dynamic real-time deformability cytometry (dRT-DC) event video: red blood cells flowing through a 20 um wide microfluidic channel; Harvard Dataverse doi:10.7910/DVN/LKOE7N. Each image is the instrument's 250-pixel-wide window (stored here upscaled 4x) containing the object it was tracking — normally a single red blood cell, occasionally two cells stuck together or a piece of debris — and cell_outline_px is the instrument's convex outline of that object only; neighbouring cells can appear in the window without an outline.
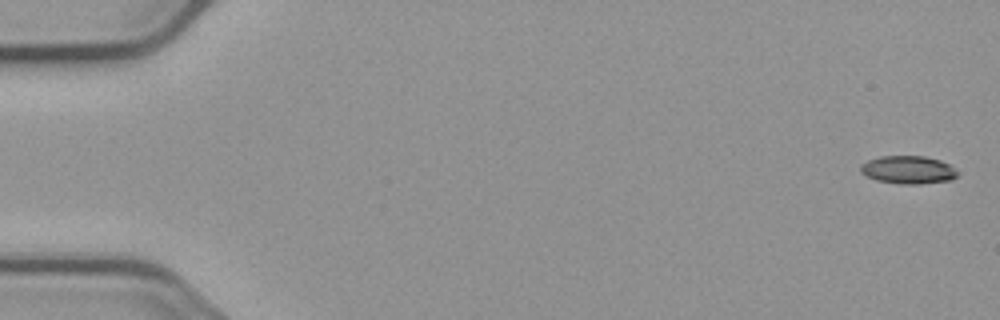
{"species": "common noctule bat (a hibernating species)", "species_latin": "Nyctalus noctula", "temperature_condition": "cold", "stored_images_in_passage": 7, "camera_frame_rate_fps": 3000, "um_per_image_px": 0.085, "animal": {"sex": "male", "body_mass_g": 23.1, "forearm_length_mm": 52.7}, "frame": {"image": 1, "passage_image": 1, "time_ms": 0.0, "image_size_px": [1000, 320], "cell_outline_px": [[960, 176], [952, 180], [920, 184], [900, 184], [876, 180], [860, 172], [860, 164], [868, 160], [880, 156], [924, 156], [940, 160], [948, 164], [960, 172]], "centroid_in_image_um": [77.23, 14.44], "position_along_channel_um": 7.8, "area_um2": 16.01}}
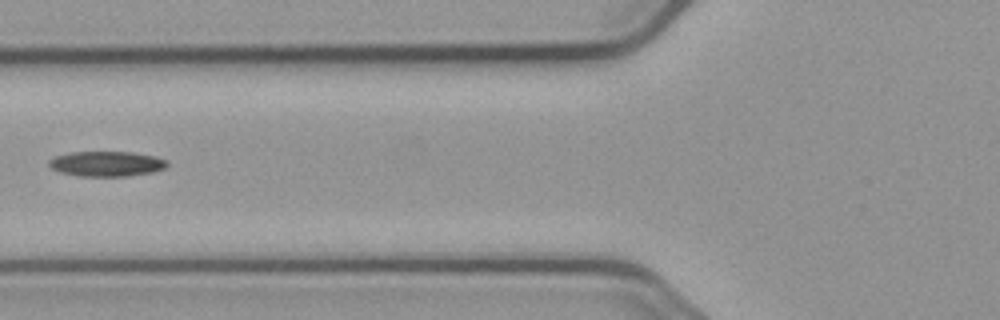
{"frame": {"image": 2, "passage_image": 6, "time_ms": 7.0, "image_size_px": [1000, 320], "cell_outline_px": [[168, 164], [164, 168], [152, 172], [128, 176], [80, 176], [60, 172], [52, 168], [48, 164], [48, 160], [56, 156], [72, 152], [132, 152], [156, 156], [168, 160]], "centroid_in_image_um": [9.08, 13.92], "position_along_channel_um": 116.7, "area_um2": 17.28}}
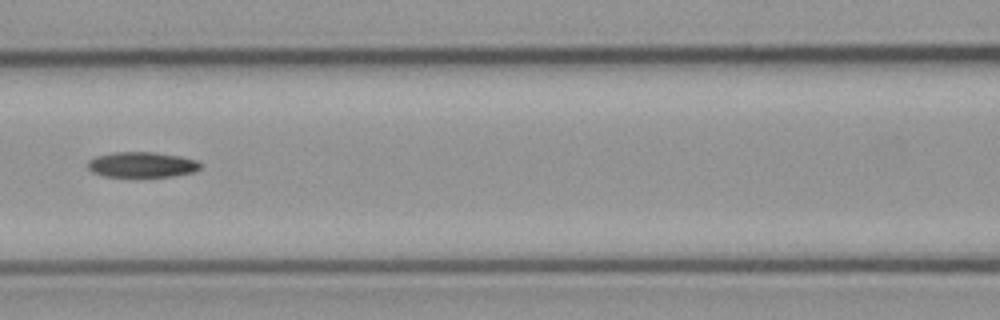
{"frame": {"image": 3, "passage_image": 7, "time_ms": 8.0, "image_size_px": [1000, 320], "cell_outline_px": [[200, 168], [196, 172], [176, 176], [140, 180], [104, 176], [92, 172], [88, 168], [88, 160], [96, 156], [112, 152], [152, 152], [180, 156], [196, 160], [200, 164]], "centroid_in_image_um": [12.06, 14.05], "position_along_channel_um": 154.5, "area_um2": 17.69}}